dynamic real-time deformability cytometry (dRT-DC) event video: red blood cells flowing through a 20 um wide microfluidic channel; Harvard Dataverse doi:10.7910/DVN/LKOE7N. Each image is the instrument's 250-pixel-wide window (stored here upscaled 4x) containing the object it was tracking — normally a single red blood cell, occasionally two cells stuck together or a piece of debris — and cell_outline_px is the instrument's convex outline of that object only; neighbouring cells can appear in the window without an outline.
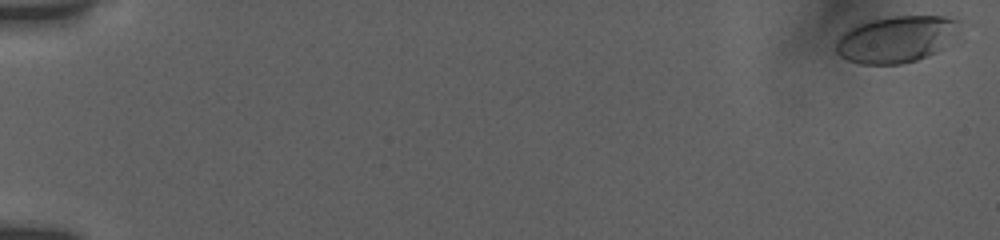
{"species": "human", "species_latin": "Homo sapiens", "temperature_condition": "room temperature", "stored_images_in_passage": 56, "camera_frame_rate_fps": 3000, "um_per_image_px": 0.085, "donor": {"sex": "female"}, "frame": {"image": 1, "passage_image": 2, "time_ms": 0.333, "image_size_px": [1000, 240], "cell_outline_px": [[964, 20], [940, 48], [936, 52], [916, 60], [900, 64], [860, 64], [848, 60], [840, 56], [836, 52], [836, 40], [848, 28], [856, 24], [872, 20], [892, 16], [944, 16]], "centroid_in_image_um": [76.12, 3.32], "position_along_channel_um": 8.9, "area_um2": 33.18}}
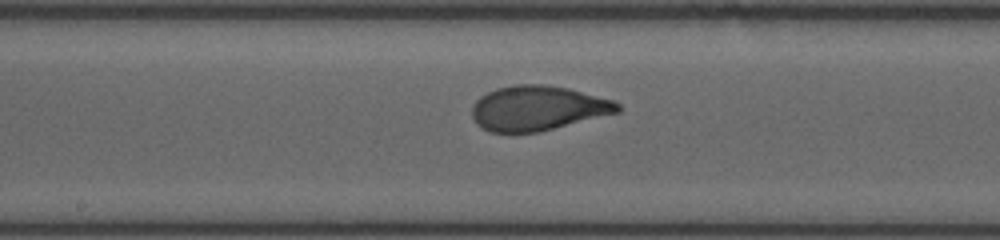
{"frame": {"image": 2, "passage_image": 32, "time_ms": 10.333, "image_size_px": [1000, 240], "cell_outline_px": [[620, 112], [540, 132], [492, 132], [476, 124], [472, 116], [472, 108], [476, 100], [480, 96], [496, 88], [516, 84], [544, 84], [568, 88], [616, 100], [620, 104]], "centroid_in_image_um": [45.74, 9.19], "position_along_channel_um": 202.5, "area_um2": 38.21}}
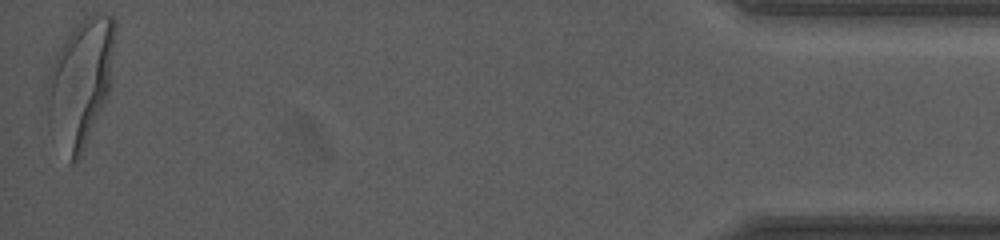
{"frame": {"image": 3, "passage_image": 56, "time_ms": 18.333, "image_size_px": [1000, 240], "cell_outline_px": [[116, 32], [108, 92], [84, 148], [80, 156], [72, 164], [68, 164], [48, 132], [48, 76], [56, 52], [72, 28], [88, 16], [96, 12], [100, 12], [112, 16], [116, 24]], "centroid_in_image_um": [6.81, 7.05], "position_along_channel_um": 428.4, "area_um2": 50.34}, "authors_computed_cell_mechanics": {"area_um2": 37.4833, "velocity_mm_per_s": 3.8329, "shape_relaxation_time_tau1_ms": 3.1952, "shape_relaxation_time_tau2_ms": null, "deformation_change_tau1": 0.1851, "deformation_change_tau2": null}}